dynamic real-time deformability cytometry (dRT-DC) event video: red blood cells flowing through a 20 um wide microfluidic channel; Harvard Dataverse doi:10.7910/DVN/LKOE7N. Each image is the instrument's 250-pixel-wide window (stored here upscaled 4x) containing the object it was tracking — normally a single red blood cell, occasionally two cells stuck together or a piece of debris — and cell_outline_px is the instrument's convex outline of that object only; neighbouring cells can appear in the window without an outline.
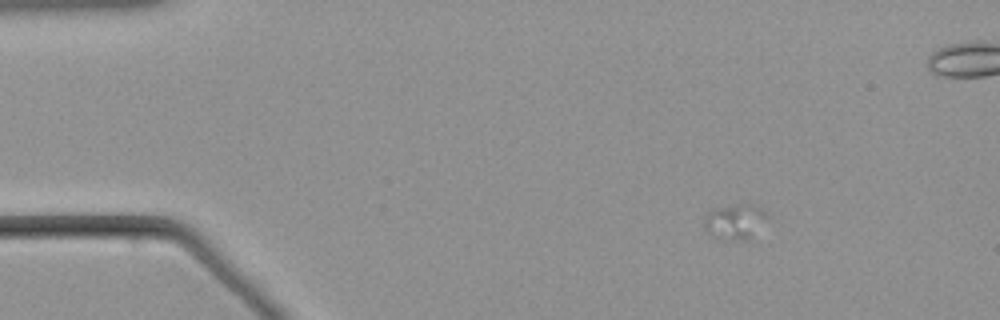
{"species": "common noctule bat (a hibernating species)", "species_latin": "Nyctalus noctula", "temperature_condition": "warm", "stored_images_in_passage": 52, "camera_frame_rate_fps": 3000, "um_per_image_px": 0.085, "animal": {"sex": "male", "body_mass_g": 21.5, "forearm_length_mm": 52.0}, "frame": {"image": 1, "passage_image": 1, "time_ms": 0.0, "image_size_px": [1000, 320], "cell_outline_px": [[768, 216], [752, 240], [716, 240], [708, 236], [704, 228], [704, 216], [712, 208], [736, 204], [752, 204], [768, 212]], "centroid_in_image_um": [62.43, 18.87], "position_along_channel_um": 22.6, "area_um2": 13.64}}
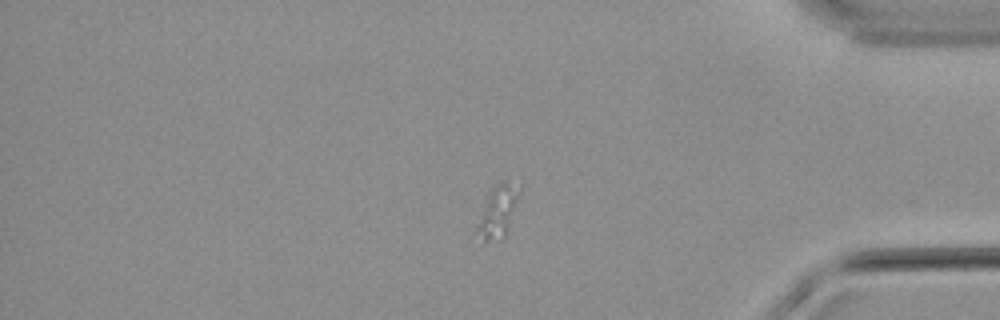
{"frame": {"image": 2, "passage_image": 42, "time_ms": 13.667, "image_size_px": [1000, 320], "cell_outline_px": [[520, 196], [508, 228], [504, 236], [500, 240], [484, 240], [472, 232], [488, 196], [492, 188], [496, 184], [504, 180], [520, 184]], "centroid_in_image_um": [42.32, 17.95], "position_along_channel_um": 392.9, "area_um2": 12.95}}
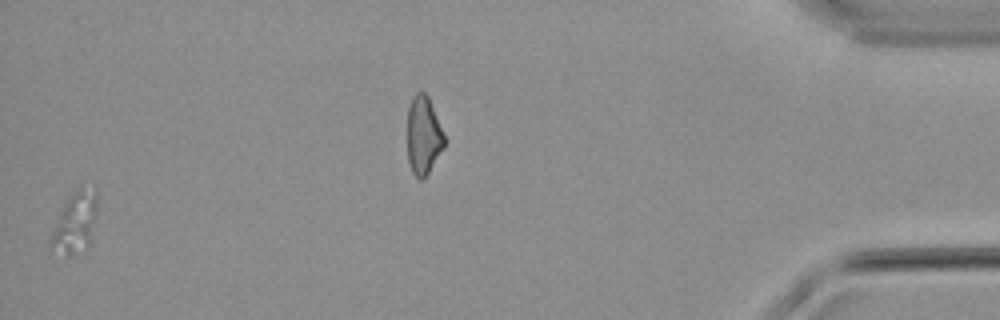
{"frame": {"image": 3, "passage_image": 51, "time_ms": 16.667, "image_size_px": [1000, 320], "cell_outline_px": [[96, 212], [92, 236], [88, 248], [72, 256], [48, 256], [48, 240], [64, 204], [68, 196], [72, 192], [80, 188], [96, 192]], "centroid_in_image_um": [6.29, 19.1], "position_along_channel_um": 428.9, "area_um2": 16.99}}